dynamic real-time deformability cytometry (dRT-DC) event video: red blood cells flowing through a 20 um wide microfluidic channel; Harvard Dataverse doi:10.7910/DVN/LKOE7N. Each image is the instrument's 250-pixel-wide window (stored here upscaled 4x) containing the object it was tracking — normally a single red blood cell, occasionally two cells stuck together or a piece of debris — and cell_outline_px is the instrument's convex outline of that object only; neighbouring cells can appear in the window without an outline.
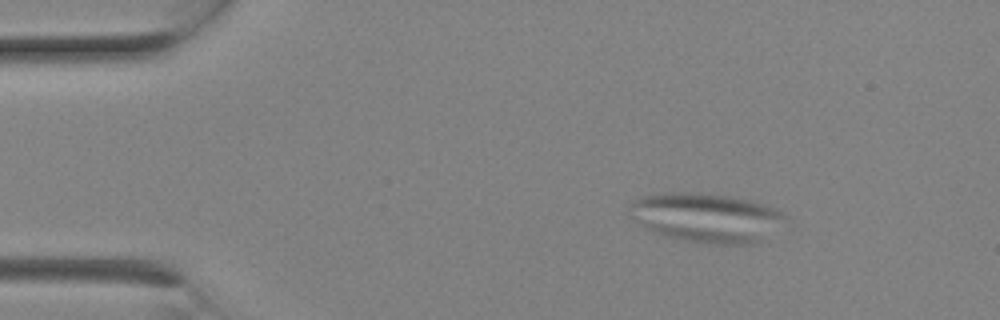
{"species": "Egyptian fruit bat (a non-hibernating species)", "species_latin": "Rousettus aegyptiacus", "temperature_condition": "room temperature", "stored_images_in_passage": 2, "camera_frame_rate_fps": 3000, "um_per_image_px": 0.085, "animal": {"sex": "female"}, "frame": {"image": 1, "passage_image": 1, "time_ms": 0.0, "image_size_px": [1000, 320], "cell_outline_px": [[788, 216], [752, 244], [712, 244], [688, 240], [668, 236], [652, 232], [636, 224], [628, 216], [632, 200], [644, 196], [672, 192], [680, 192], [724, 196], [748, 200], [776, 208]], "centroid_in_image_um": [59.92, 18.49], "position_along_channel_um": 25.1, "area_um2": 43.64}}